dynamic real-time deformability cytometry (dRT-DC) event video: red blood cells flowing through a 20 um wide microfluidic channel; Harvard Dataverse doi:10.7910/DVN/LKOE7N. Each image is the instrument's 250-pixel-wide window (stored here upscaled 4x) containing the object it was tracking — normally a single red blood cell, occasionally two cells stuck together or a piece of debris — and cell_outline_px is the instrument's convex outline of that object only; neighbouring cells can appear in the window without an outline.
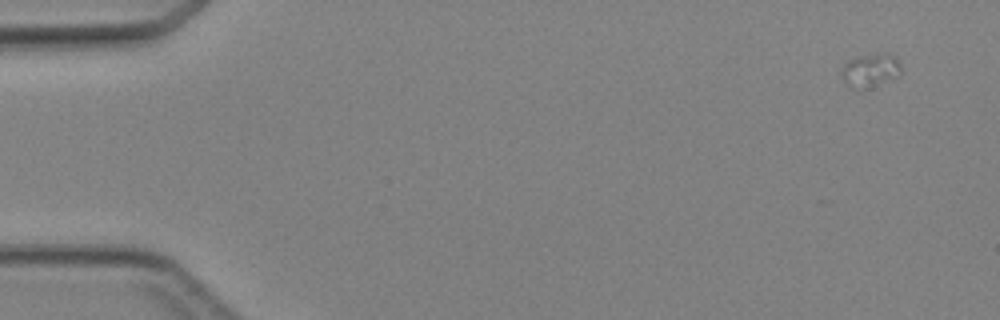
{"species": "Egyptian fruit bat (a non-hibernating species)", "species_latin": "Rousettus aegyptiacus", "temperature_condition": "cold", "stored_images_in_passage": 3, "camera_frame_rate_fps": 3000, "um_per_image_px": 0.085, "animal": {"sex": "female"}, "frame": {"image": 1, "passage_image": 1, "time_ms": 0.0, "image_size_px": [1000, 320], "cell_outline_px": [[900, 72], [896, 76], [856, 88], [852, 88], [844, 80], [840, 72], [844, 64], [848, 60], [860, 56], [880, 52], [888, 52], [896, 56], [900, 64]], "centroid_in_image_um": [73.97, 5.87], "position_along_channel_um": 11.0, "area_um2": 10.98}}